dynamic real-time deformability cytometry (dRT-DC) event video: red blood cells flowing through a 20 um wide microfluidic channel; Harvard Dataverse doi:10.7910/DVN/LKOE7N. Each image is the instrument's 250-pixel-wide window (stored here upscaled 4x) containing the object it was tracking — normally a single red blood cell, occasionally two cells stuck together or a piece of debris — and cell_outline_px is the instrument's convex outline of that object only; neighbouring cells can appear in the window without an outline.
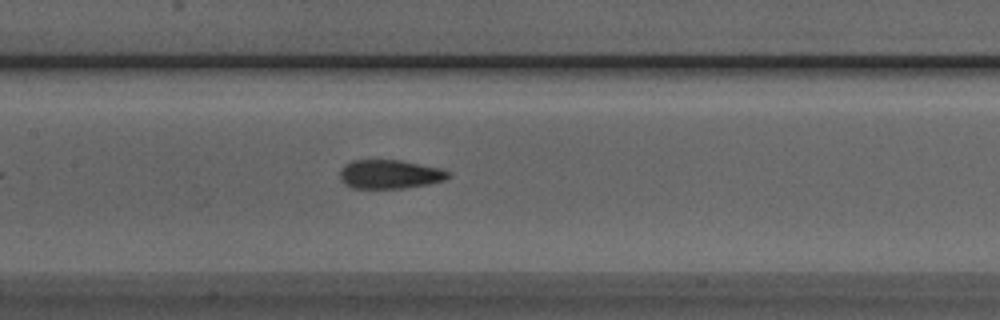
{"species": "Egyptian fruit bat (a non-hibernating species)", "species_latin": "Rousettus aegyptiacus", "temperature_condition": "room temperature", "stored_images_in_passage": 35, "camera_frame_rate_fps": 3000, "um_per_image_px": 0.085, "animal": {"sex": "male"}, "frame": {"image": 1, "passage_image": 14, "time_ms": 4.333, "image_size_px": [1000, 320], "cell_outline_px": [[452, 176], [444, 180], [428, 184], [404, 188], [352, 188], [344, 184], [340, 180], [340, 168], [344, 164], [352, 160], [400, 160], [440, 168], [448, 172]], "centroid_in_image_um": [33.09, 14.81], "position_along_channel_um": 174.3, "area_um2": 18.32}}
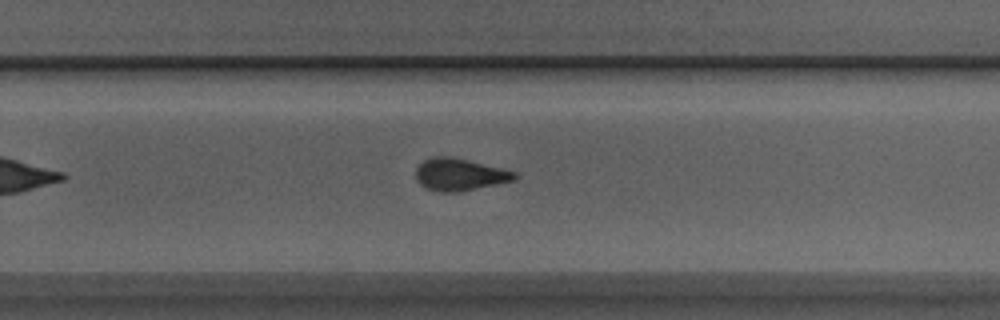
{"frame": {"image": 2, "passage_image": 23, "time_ms": 7.333, "image_size_px": [1000, 320], "cell_outline_px": [[516, 180], [456, 192], [440, 192], [428, 188], [420, 184], [416, 180], [416, 168], [424, 160], [432, 156], [452, 156], [516, 172]], "centroid_in_image_um": [39.04, 14.82], "position_along_channel_um": 290.8, "area_um2": 18.32}}
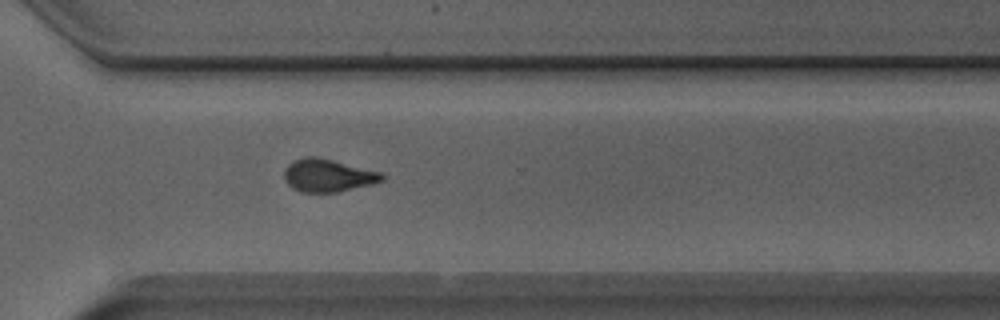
{"frame": {"image": 3, "passage_image": 27, "time_ms": 8.667, "image_size_px": [1000, 320], "cell_outline_px": [[384, 180], [376, 184], [336, 192], [300, 192], [288, 184], [284, 180], [284, 168], [292, 160], [308, 156], [316, 156], [380, 172], [384, 176]], "centroid_in_image_um": [27.86, 14.91], "position_along_channel_um": 342.7, "area_um2": 18.73}, "authors_computed_cell_mechanics": {"area_um2": 18.6694, "velocity_mm_per_s": 3.8931, "shape_relaxation_time_tau1_ms": 4.6876, "shape_relaxation_time_tau2_ms": 1.4743, "deformation_change_tau1": 0.1684, "deformation_change_tau2": 0.0855}}